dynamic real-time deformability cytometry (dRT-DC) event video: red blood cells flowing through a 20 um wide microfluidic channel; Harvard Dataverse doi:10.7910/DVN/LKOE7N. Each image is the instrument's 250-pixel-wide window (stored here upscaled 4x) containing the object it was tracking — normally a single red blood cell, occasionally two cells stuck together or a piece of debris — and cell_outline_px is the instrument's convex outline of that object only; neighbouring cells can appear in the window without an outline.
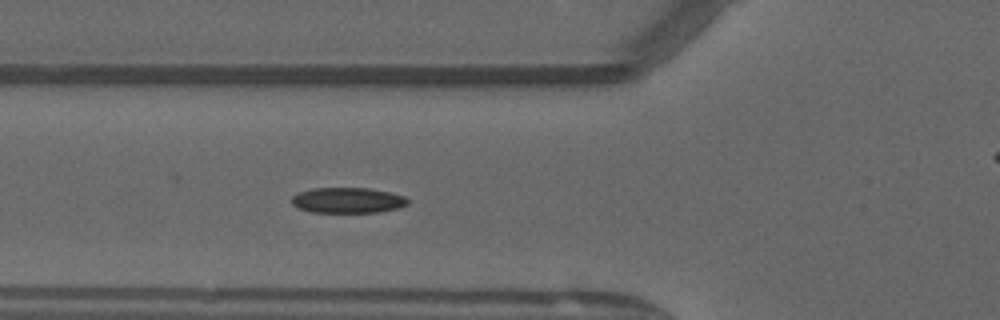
{"species": "common noctule bat (a hibernating species)", "species_latin": "Nyctalus noctula", "temperature_condition": "warm", "stored_images_in_passage": 51, "camera_frame_rate_fps": 3000, "um_per_image_px": 0.085, "animal": {"sex": "male", "forearm_length_mm": 52.5}, "frame": {"image": 1, "passage_image": 18, "time_ms": 5.667, "image_size_px": [1000, 320], "cell_outline_px": [[408, 204], [400, 208], [380, 212], [312, 212], [296, 208], [292, 204], [292, 196], [300, 192], [312, 188], [368, 188], [388, 192], [404, 196], [408, 200]], "centroid_in_image_um": [29.55, 17.03], "position_along_channel_um": 96.3, "area_um2": 17.28}}
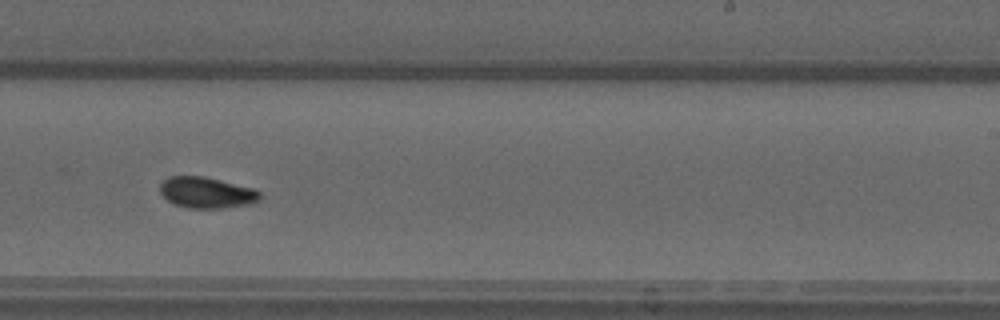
{"frame": {"image": 2, "passage_image": 31, "time_ms": 10.0, "image_size_px": [1000, 320], "cell_outline_px": [[260, 200], [256, 204], [220, 208], [188, 208], [176, 204], [168, 200], [160, 192], [160, 184], [168, 176], [204, 176], [256, 188], [260, 192]], "centroid_in_image_um": [17.63, 16.37], "position_along_channel_um": 271.4, "area_um2": 18.32}}
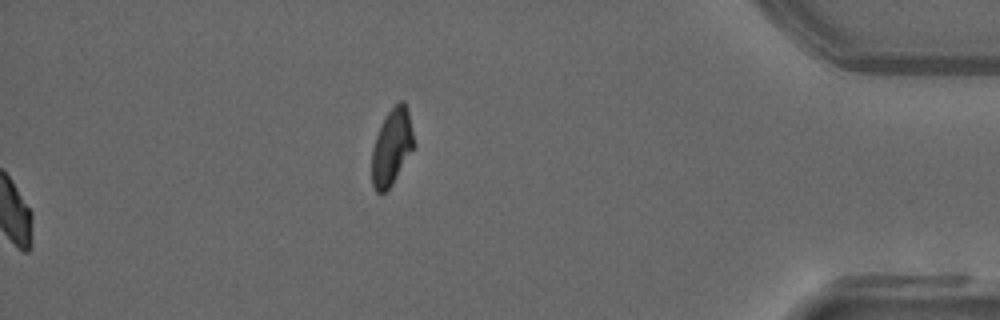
{"frame": {"image": 3, "passage_image": 51, "time_ms": 16.667, "image_size_px": [1000, 320], "cell_outline_px": [[416, 144], [392, 184], [384, 192], [376, 192], [372, 184], [372, 148], [376, 136], [388, 112], [400, 100], [404, 100], [408, 108]], "centroid_in_image_um": [33.32, 12.47], "position_along_channel_um": 401.9, "area_um2": 18.61}, "authors_computed_cell_mechanics": {"area_um2": 17.3978, "velocity_mm_per_s": 4.0556, "shape_relaxation_time_tau1_ms": 4.8669, "shape_relaxation_time_tau2_ms": 4.4655, "deformation_change_tau1": 0.1335, "deformation_change_tau2": 0.0848}}